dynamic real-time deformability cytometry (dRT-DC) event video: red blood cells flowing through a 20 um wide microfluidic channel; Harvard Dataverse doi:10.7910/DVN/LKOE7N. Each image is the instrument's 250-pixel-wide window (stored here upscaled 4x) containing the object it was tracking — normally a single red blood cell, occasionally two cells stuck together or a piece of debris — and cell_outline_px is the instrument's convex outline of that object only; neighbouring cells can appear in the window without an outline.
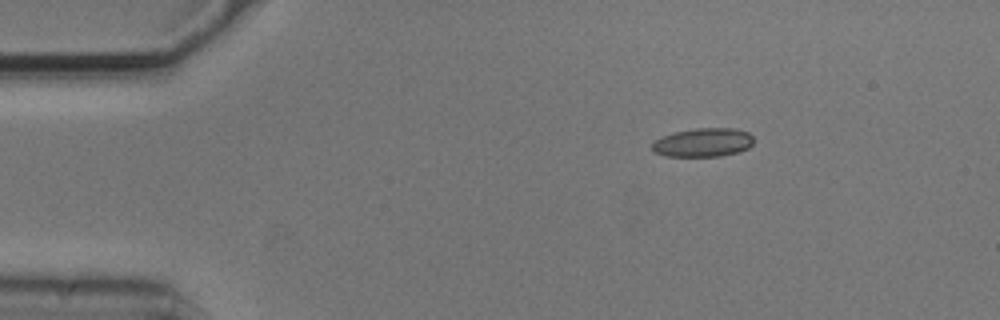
{"species": "common noctule bat (a hibernating species)", "species_latin": "Nyctalus noctula", "temperature_condition": "cold", "stored_images_in_passage": 47, "camera_frame_rate_fps": 3000, "um_per_image_px": 0.085, "animal": {"sex": "male", "body_mass_g": 20.5, "forearm_length_mm": 52.5}, "frame": {"image": 1, "passage_image": 1, "time_ms": 0.0, "image_size_px": [1000, 320], "cell_outline_px": [[752, 144], [748, 148], [736, 152], [720, 156], [664, 156], [656, 152], [652, 148], [652, 144], [656, 140], [664, 136], [676, 132], [696, 128], [736, 128], [748, 132], [752, 136]], "centroid_in_image_um": [59.78, 12.1], "position_along_channel_um": 25.2, "area_um2": 16.76}}
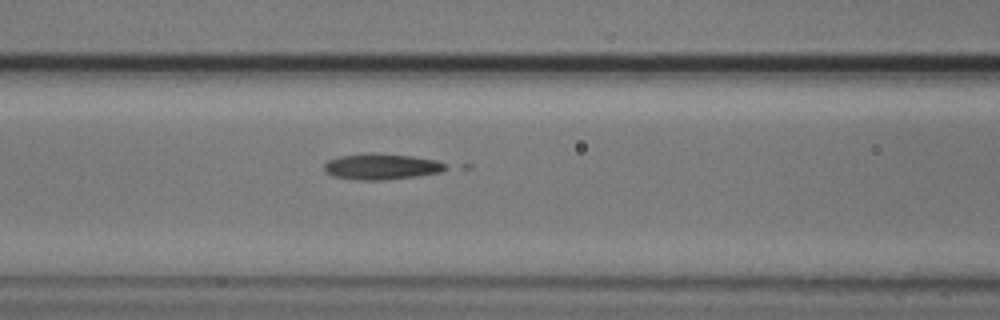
{"frame": {"image": 2, "passage_image": 15, "time_ms": 4.667, "image_size_px": [1000, 320], "cell_outline_px": [[448, 168], [440, 172], [416, 176], [384, 180], [360, 180], [336, 176], [328, 172], [324, 168], [324, 164], [328, 160], [340, 156], [372, 152], [376, 152], [412, 156], [436, 160], [444, 164]], "centroid_in_image_um": [32.44, 14.14], "position_along_channel_um": 134.2, "area_um2": 18.21}}
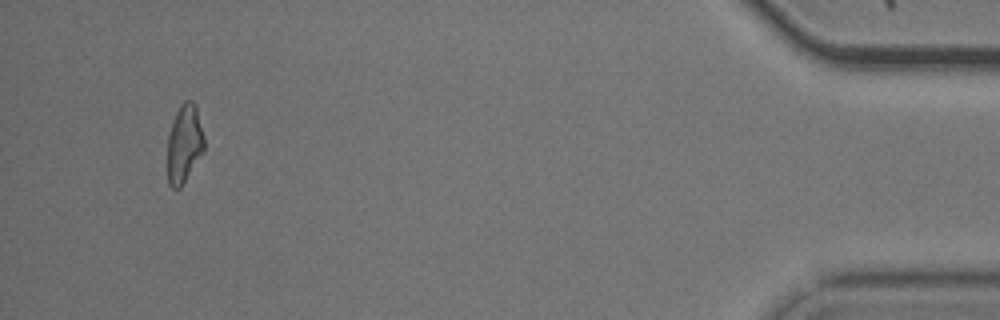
{"frame": {"image": 3, "passage_image": 44, "time_ms": 14.333, "image_size_px": [1000, 320], "cell_outline_px": [[204, 152], [180, 188], [172, 188], [168, 184], [168, 136], [176, 112], [180, 104], [184, 100], [192, 100], [196, 104], [204, 136]], "centroid_in_image_um": [15.68, 12.2], "position_along_channel_um": 419.5, "area_um2": 16.82}}